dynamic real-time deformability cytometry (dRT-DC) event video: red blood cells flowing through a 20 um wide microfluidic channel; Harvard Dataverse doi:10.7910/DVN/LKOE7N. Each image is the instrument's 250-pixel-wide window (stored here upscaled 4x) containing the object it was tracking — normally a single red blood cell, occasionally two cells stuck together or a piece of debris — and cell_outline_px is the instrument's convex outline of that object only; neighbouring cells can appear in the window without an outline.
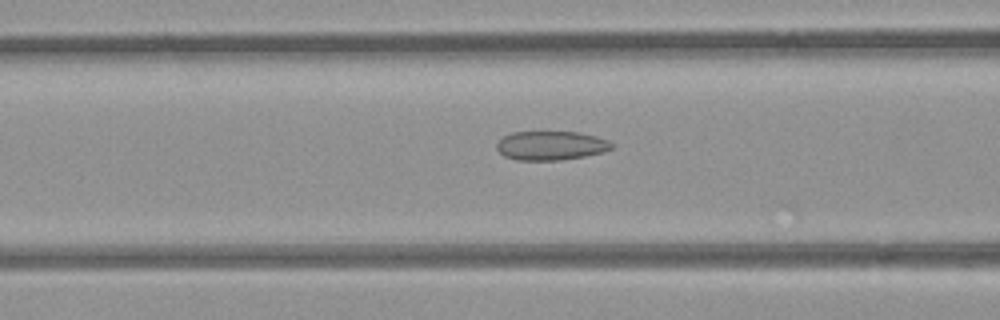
{"species": "common noctule bat (a hibernating species)", "species_latin": "Nyctalus noctula", "temperature_condition": "room temperature", "stored_images_in_passage": 39, "camera_frame_rate_fps": 3000, "um_per_image_px": 0.085, "animal": {"sex": "female", "body_mass_g": 21.9}, "frame": {"image": 1, "passage_image": 9, "time_ms": 2.667, "image_size_px": [1000, 320], "cell_outline_px": [[616, 144], [612, 148], [604, 152], [584, 156], [560, 160], [516, 160], [504, 156], [496, 148], [496, 144], [504, 136], [512, 132], [580, 132], [596, 136], [608, 140]], "centroid_in_image_um": [46.86, 12.37], "position_along_channel_um": 119.7, "area_um2": 19.54}}
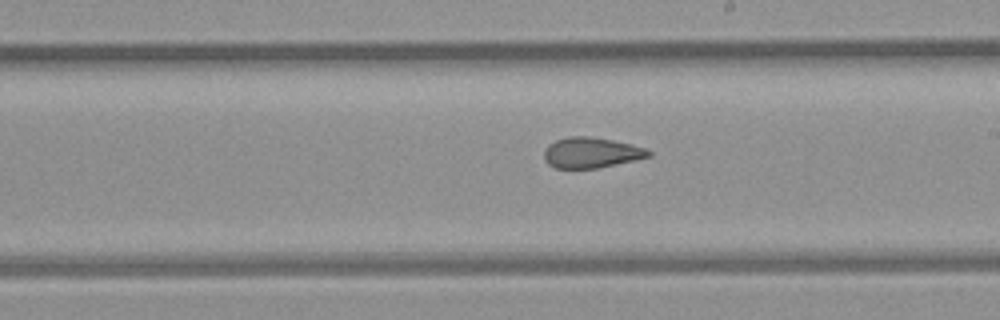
{"frame": {"image": 2, "passage_image": 18, "time_ms": 5.667, "image_size_px": [1000, 320], "cell_outline_px": [[652, 156], [636, 160], [596, 168], [556, 168], [548, 164], [544, 160], [544, 148], [548, 144], [556, 140], [568, 136], [592, 136], [632, 144], [644, 148], [652, 152]], "centroid_in_image_um": [50.24, 12.97], "position_along_channel_um": 238.8, "area_um2": 18.73}}
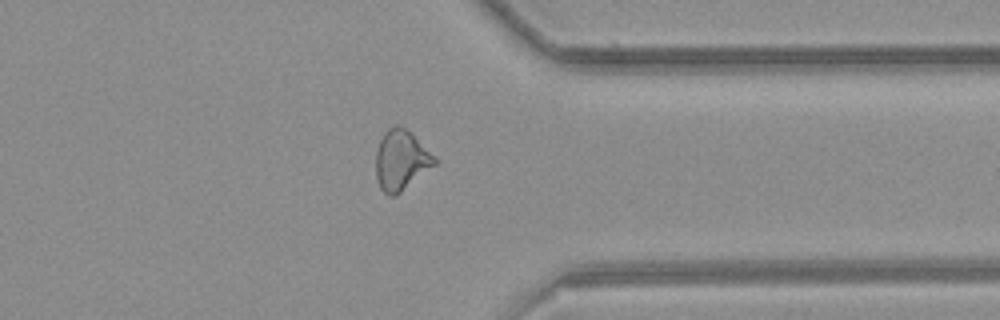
{"frame": {"image": 3, "passage_image": 29, "time_ms": 9.333, "image_size_px": [1000, 320], "cell_outline_px": [[436, 164], [396, 196], [388, 196], [380, 188], [376, 176], [376, 152], [380, 140], [384, 132], [388, 128], [396, 124], [400, 124], [436, 156]], "centroid_in_image_um": [34.08, 13.62], "position_along_channel_um": 377.3, "area_um2": 20.52}}